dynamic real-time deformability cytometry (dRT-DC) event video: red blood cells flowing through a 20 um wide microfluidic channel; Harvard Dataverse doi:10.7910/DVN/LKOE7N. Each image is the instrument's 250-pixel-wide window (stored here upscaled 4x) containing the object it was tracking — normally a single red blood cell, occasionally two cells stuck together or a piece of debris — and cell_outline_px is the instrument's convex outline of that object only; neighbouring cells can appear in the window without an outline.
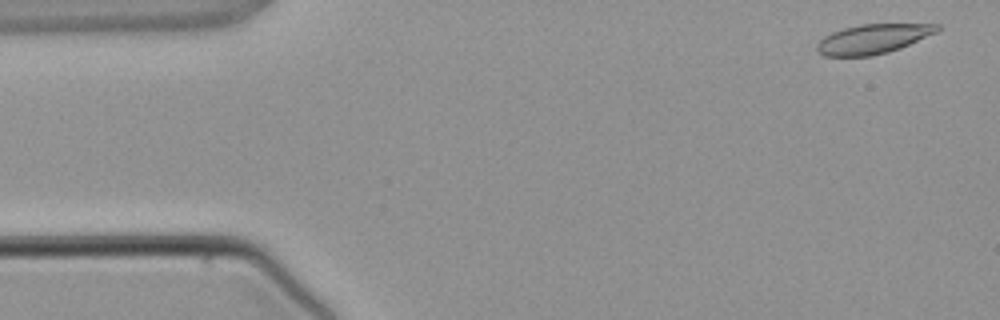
{"species": "common noctule bat (a hibernating species)", "species_latin": "Nyctalus noctula", "temperature_condition": "warm", "stored_images_in_passage": 5, "camera_frame_rate_fps": 3000, "um_per_image_px": 0.085, "animal": {"sex": "male", "body_mass_g": 21.5, "forearm_length_mm": 52.0}, "frame": {"image": 1, "passage_image": 1, "time_ms": 0.0, "image_size_px": [1000, 320], "cell_outline_px": [[940, 28], [936, 32], [900, 48], [888, 52], [872, 56], [824, 56], [816, 48], [816, 44], [824, 36], [832, 32], [844, 28], [860, 24], [940, 24]], "centroid_in_image_um": [74.18, 3.31], "position_along_channel_um": 10.8, "area_um2": 20.52}}
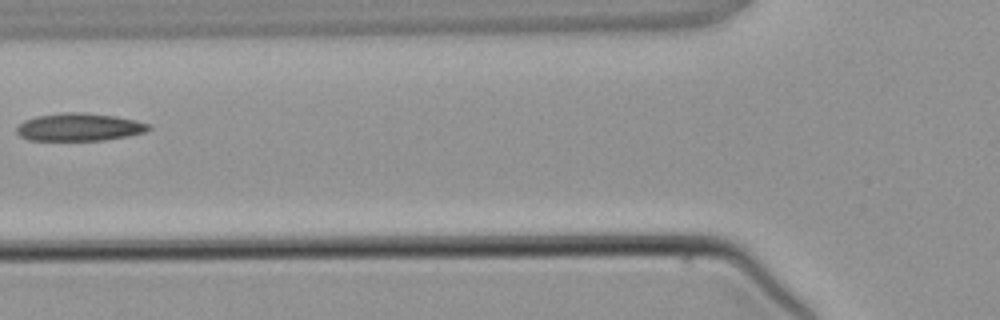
{"frame": {"image": 2, "passage_image": 5, "time_ms": 4.667, "image_size_px": [1000, 320], "cell_outline_px": [[152, 128], [148, 132], [128, 136], [104, 140], [28, 140], [20, 136], [16, 132], [16, 128], [24, 120], [36, 116], [64, 112], [84, 112], [116, 116], [136, 120], [152, 124]], "centroid_in_image_um": [6.79, 10.8], "position_along_channel_um": 119.0, "area_um2": 21.62}}